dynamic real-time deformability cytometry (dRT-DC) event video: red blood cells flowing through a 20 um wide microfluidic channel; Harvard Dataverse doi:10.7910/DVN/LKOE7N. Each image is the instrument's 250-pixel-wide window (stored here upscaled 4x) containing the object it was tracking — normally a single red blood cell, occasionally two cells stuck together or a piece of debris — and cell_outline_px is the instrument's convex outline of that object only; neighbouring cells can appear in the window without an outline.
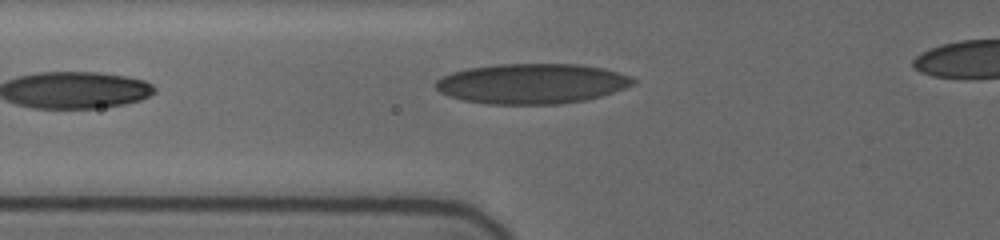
{"species": "human", "species_latin": "Homo sapiens", "temperature_condition": "cold", "stored_images_in_passage": 4, "camera_frame_rate_fps": 3000, "um_per_image_px": 0.085, "donor": {"sex": "female"}, "frame": {"image": 1, "passage_image": 4, "time_ms": 1.667, "image_size_px": [1000, 240], "cell_outline_px": [[636, 80], [632, 84], [624, 88], [600, 96], [584, 100], [560, 104], [488, 104], [464, 100], [448, 96], [440, 92], [436, 88], [436, 80], [440, 76], [452, 72], [468, 68], [496, 64], [580, 64], [604, 68], [632, 76]], "centroid_in_image_um": [45.19, 7.1], "position_along_channel_um": 80.6, "area_um2": 46.24}}